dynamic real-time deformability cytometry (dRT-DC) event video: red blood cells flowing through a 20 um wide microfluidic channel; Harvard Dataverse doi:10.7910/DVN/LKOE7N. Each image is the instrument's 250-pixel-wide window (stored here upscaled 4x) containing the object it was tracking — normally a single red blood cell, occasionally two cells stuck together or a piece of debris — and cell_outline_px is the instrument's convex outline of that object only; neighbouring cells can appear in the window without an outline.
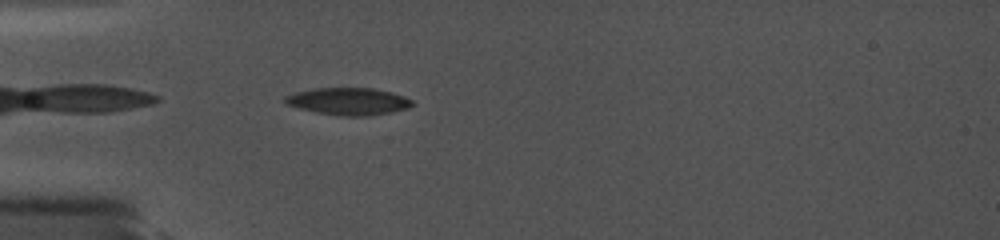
{"species": "common noctule bat (a hibernating species)", "species_latin": "Nyctalus noctula", "temperature_condition": "cold", "stored_images_in_passage": 49, "camera_frame_rate_fps": 5000, "um_per_image_px": 0.085, "animal": {"sex": "female", "body_mass_g": 19.0, "forearm_length_mm": 56.7}, "frame": {"image": 1, "passage_image": 4, "time_ms": 0.6, "image_size_px": [1000, 240], "cell_outline_px": [[412, 104], [408, 108], [368, 116], [344, 116], [316, 112], [300, 108], [288, 104], [284, 100], [284, 96], [296, 92], [312, 88], [372, 88], [392, 92], [404, 96], [412, 100]], "centroid_in_image_um": [29.61, 8.6], "position_along_channel_um": 55.4, "area_um2": 19.94}}
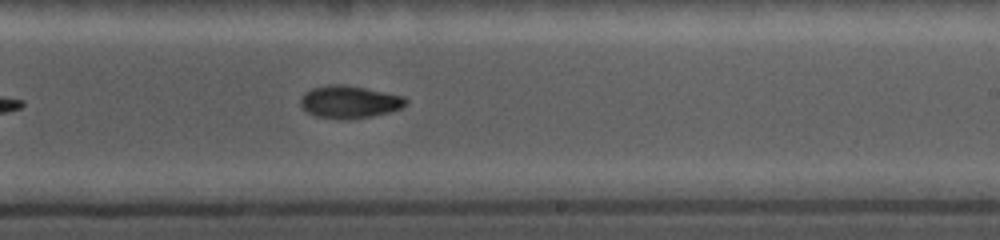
{"frame": {"image": 2, "passage_image": 25, "time_ms": 6.2, "image_size_px": [1000, 240], "cell_outline_px": [[408, 104], [400, 108], [388, 112], [372, 116], [348, 120], [340, 120], [316, 116], [308, 112], [300, 104], [300, 96], [304, 92], [312, 88], [332, 84], [344, 84], [404, 96], [408, 100]], "centroid_in_image_um": [29.69, 8.67], "position_along_channel_um": 259.3, "area_um2": 20.06}}
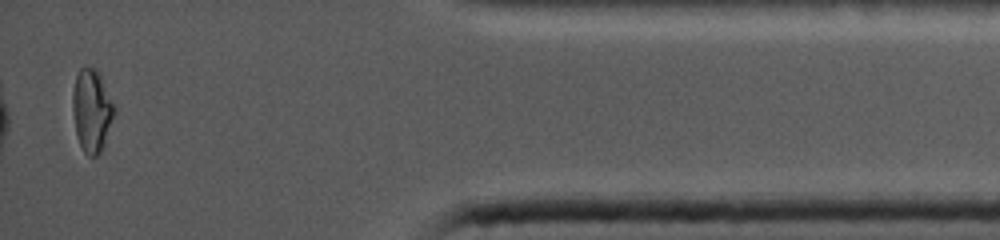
{"frame": {"image": 3, "passage_image": 46, "time_ms": 11.4, "image_size_px": [1000, 240], "cell_outline_px": [[116, 112], [100, 152], [96, 156], [88, 156], [84, 152], [80, 144], [76, 132], [72, 108], [72, 92], [76, 76], [80, 68], [96, 68], [100, 72], [116, 108]], "centroid_in_image_um": [7.81, 9.36], "position_along_channel_um": 427.4, "area_um2": 20.11}}